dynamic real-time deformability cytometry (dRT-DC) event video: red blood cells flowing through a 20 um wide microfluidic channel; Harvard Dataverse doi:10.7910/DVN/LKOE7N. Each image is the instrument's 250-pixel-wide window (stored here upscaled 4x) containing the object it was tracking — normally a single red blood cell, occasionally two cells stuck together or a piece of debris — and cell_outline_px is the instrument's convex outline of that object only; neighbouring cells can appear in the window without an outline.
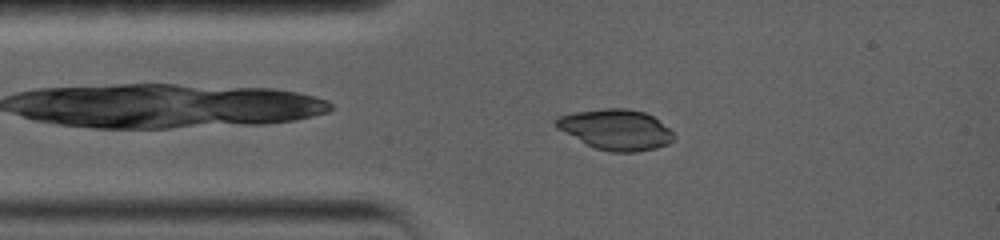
{"species": "common noctule bat (a hibernating species)", "species_latin": "Nyctalus noctula", "temperature_condition": "warm", "stored_images_in_passage": 79, "camera_frame_rate_fps": 5000, "um_per_image_px": 0.085, "animal": {"sex": "female", "body_mass_g": 19.0, "forearm_length_mm": 56.7}, "frame": {"image": 1, "passage_image": 19, "time_ms": 2.4, "image_size_px": [1000, 240], "cell_outline_px": [[676, 136], [668, 144], [656, 148], [636, 152], [612, 152], [596, 148], [556, 128], [552, 124], [552, 120], [556, 116], [572, 112], [604, 108], [628, 108], [644, 112], [652, 116], [668, 128]], "centroid_in_image_um": [52.3, 11.0], "position_along_channel_um": 32.7, "area_um2": 27.86}}
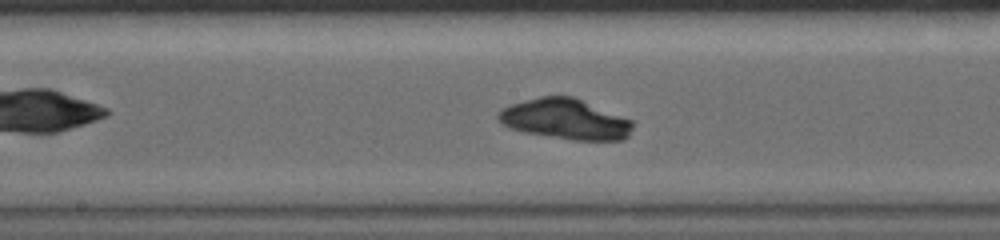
{"frame": {"image": 2, "passage_image": 56, "time_ms": 7.4, "image_size_px": [1000, 240], "cell_outline_px": [[632, 128], [628, 136], [624, 140], [572, 140], [524, 132], [508, 128], [496, 116], [496, 112], [500, 108], [512, 104], [540, 96], [572, 96], [632, 120]], "centroid_in_image_um": [48.02, 10.13], "position_along_channel_um": 200.2, "area_um2": 31.56}}
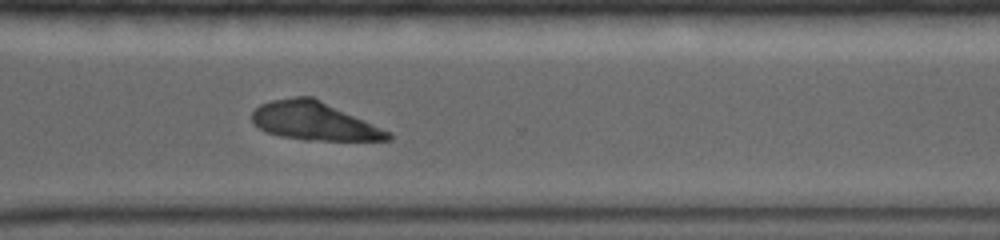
{"frame": {"image": 3, "passage_image": 78, "time_ms": 11.4, "image_size_px": [1000, 240], "cell_outline_px": [[392, 140], [304, 140], [280, 136], [264, 132], [252, 120], [252, 112], [260, 104], [272, 100], [296, 96], [312, 96], [392, 132]], "centroid_in_image_um": [26.71, 10.29], "position_along_channel_um": 343.9, "area_um2": 30.29}}